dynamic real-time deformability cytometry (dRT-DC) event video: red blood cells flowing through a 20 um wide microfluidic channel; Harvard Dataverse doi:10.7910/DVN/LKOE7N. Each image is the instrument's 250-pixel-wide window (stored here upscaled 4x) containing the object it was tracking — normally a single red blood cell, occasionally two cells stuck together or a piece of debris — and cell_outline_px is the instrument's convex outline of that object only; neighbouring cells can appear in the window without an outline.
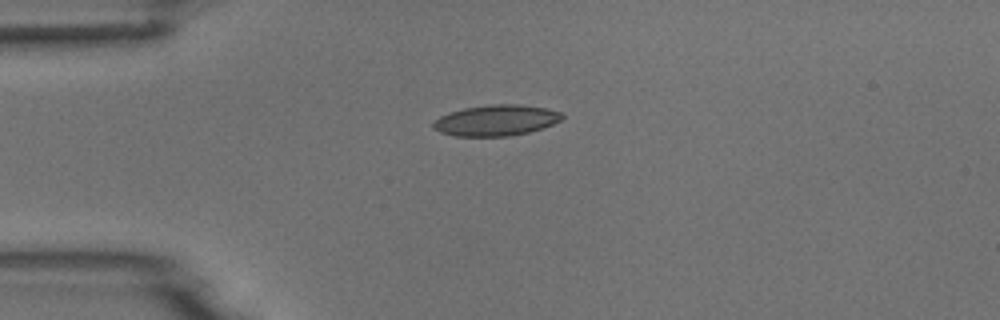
{"species": "common noctule bat (a hibernating species)", "species_latin": "Nyctalus noctula", "temperature_condition": "room temperature", "stored_images_in_passage": 2, "camera_frame_rate_fps": 3000, "um_per_image_px": 0.085, "animal": {"sex": "male", "body_mass_g": 18.8}, "frame": {"image": 1, "passage_image": 1, "time_ms": 0.0, "image_size_px": [1000, 320], "cell_outline_px": [[564, 116], [560, 120], [552, 124], [528, 132], [508, 136], [456, 136], [440, 132], [432, 128], [432, 124], [440, 116], [464, 108], [492, 104], [520, 104], [544, 108], [564, 112]], "centroid_in_image_um": [42.17, 10.22], "position_along_channel_um": 42.8, "area_um2": 23.0}}